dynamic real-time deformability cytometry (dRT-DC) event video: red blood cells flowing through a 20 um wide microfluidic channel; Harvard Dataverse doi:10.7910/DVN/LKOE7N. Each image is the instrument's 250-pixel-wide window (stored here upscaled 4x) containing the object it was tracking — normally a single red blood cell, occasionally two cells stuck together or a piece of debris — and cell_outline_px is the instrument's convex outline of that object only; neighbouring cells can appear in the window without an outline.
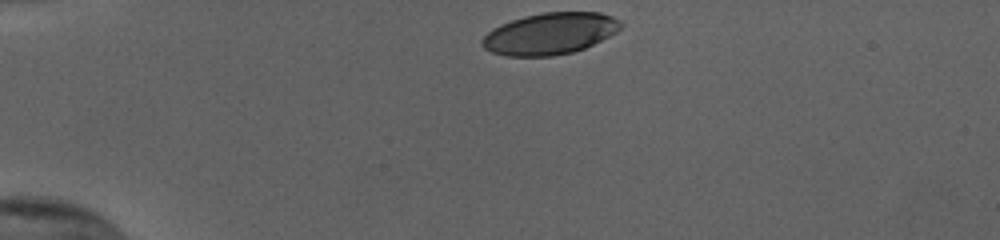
{"species": "human", "species_latin": "Homo sapiens", "temperature_condition": "cold", "stored_images_in_passage": 33, "camera_frame_rate_fps": 3000, "um_per_image_px": 0.085, "donor": {"sex": "female"}, "frame": {"image": 1, "passage_image": 1, "time_ms": 0.0, "image_size_px": [1000, 240], "cell_outline_px": [[624, 24], [616, 32], [584, 48], [572, 52], [552, 56], [504, 56], [492, 52], [484, 48], [480, 44], [480, 40], [488, 32], [500, 24], [524, 16], [544, 12], [600, 12], [612, 16], [620, 20]], "centroid_in_image_um": [46.73, 2.85], "position_along_channel_um": 38.3, "area_um2": 33.58}}
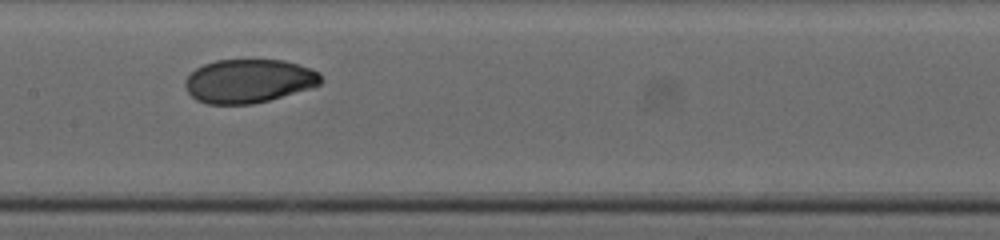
{"frame": {"image": 2, "passage_image": 17, "time_ms": 5.333, "image_size_px": [1000, 240], "cell_outline_px": [[324, 80], [320, 84], [312, 88], [268, 100], [252, 104], [208, 104], [196, 100], [188, 92], [184, 84], [184, 80], [196, 68], [204, 64], [216, 60], [284, 60], [312, 68], [320, 72]], "centroid_in_image_um": [21.17, 6.88], "position_along_channel_um": 186.2, "area_um2": 34.74}}
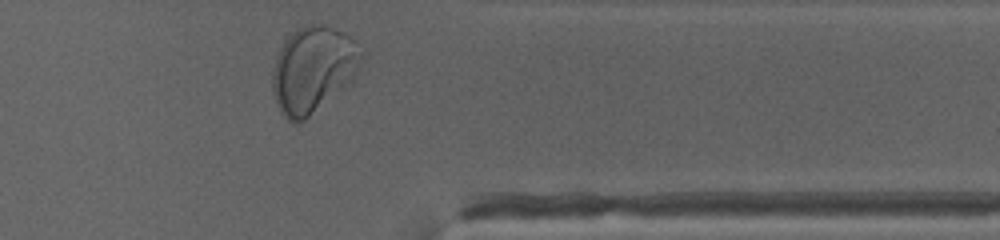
{"frame": {"image": 3, "passage_image": 33, "time_ms": 10.667, "image_size_px": [1000, 240], "cell_outline_px": [[368, 52], [356, 76], [352, 80], [304, 120], [296, 124], [292, 124], [280, 112], [276, 104], [272, 92], [272, 72], [276, 56], [284, 40], [296, 28], [308, 24], [324, 24], [344, 32], [364, 48]], "centroid_in_image_um": [26.64, 5.87], "position_along_channel_um": 384.8, "area_um2": 45.43}, "authors_computed_cell_mechanics": {"area_um2": 35.1424, "velocity_mm_per_s": 3.8179, "shape_relaxation_time_tau1_ms": 2.7492, "shape_relaxation_time_tau2_ms": 0.8979, "deformation_change_tau1": 0.147, "deformation_change_tau2": 0.0336}}